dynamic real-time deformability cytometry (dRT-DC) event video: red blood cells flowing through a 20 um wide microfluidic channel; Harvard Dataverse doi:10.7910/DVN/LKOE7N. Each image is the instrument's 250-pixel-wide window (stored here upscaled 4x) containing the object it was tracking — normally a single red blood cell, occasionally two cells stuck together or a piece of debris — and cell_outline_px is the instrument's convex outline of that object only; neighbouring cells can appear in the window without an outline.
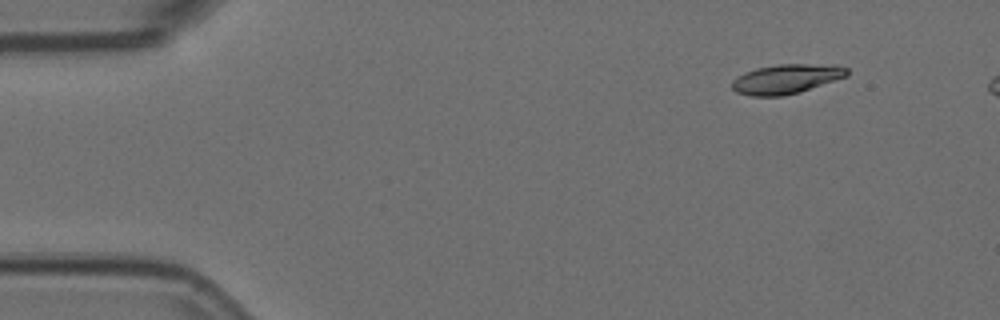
{"species": "Egyptian fruit bat (a non-hibernating species)", "species_latin": "Rousettus aegyptiacus", "temperature_condition": "room temperature", "stored_images_in_passage": 5, "camera_frame_rate_fps": 3000, "um_per_image_px": 0.085, "animal": {"sex": "female"}, "frame": {"image": 1, "passage_image": 1, "time_ms": 0.0, "image_size_px": [1000, 320], "cell_outline_px": [[848, 76], [800, 92], [784, 96], [752, 96], [736, 92], [732, 88], [732, 80], [744, 72], [756, 68], [780, 64], [836, 64], [848, 68]], "centroid_in_image_um": [66.86, 6.7], "position_along_channel_um": 18.1, "area_um2": 19.94}}